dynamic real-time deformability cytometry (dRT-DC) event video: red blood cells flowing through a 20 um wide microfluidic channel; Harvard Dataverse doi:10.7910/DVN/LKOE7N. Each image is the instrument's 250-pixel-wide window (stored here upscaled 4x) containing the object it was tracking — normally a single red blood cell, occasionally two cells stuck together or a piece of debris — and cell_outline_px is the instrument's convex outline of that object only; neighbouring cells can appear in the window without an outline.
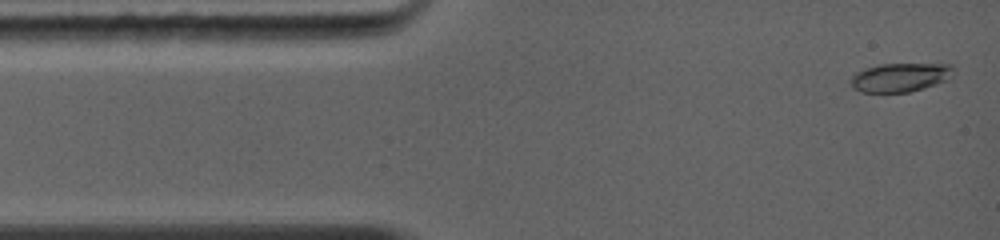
{"species": "common noctule bat (a hibernating species)", "species_latin": "Nyctalus noctula", "temperature_condition": "warm", "stored_images_in_passage": 10, "camera_frame_rate_fps": 5000, "um_per_image_px": 0.085, "animal": {"sex": "female", "body_mass_g": 19.0, "forearm_length_mm": 56.7}, "frame": {"image": 1, "passage_image": 1, "time_ms": 0.0, "image_size_px": [1000, 240], "cell_outline_px": [[956, 68], [944, 80], [908, 92], [860, 92], [848, 80], [856, 72], [864, 68], [880, 64], [952, 64]], "centroid_in_image_um": [76.46, 6.55], "position_along_channel_um": 8.5, "area_um2": 16.88}}
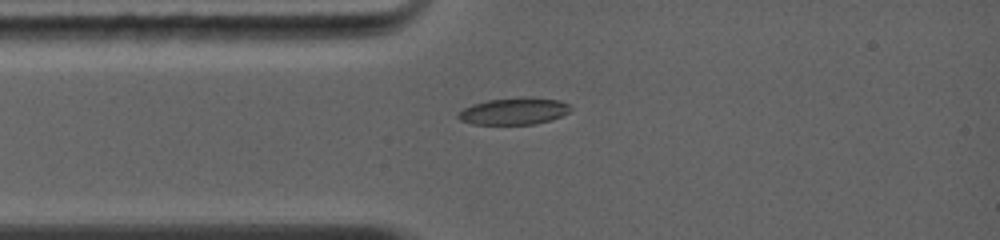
{"frame": {"image": 2, "passage_image": 7, "time_ms": 2.2, "image_size_px": [1000, 240], "cell_outline_px": [[572, 108], [568, 112], [552, 120], [532, 124], [476, 124], [460, 120], [456, 116], [464, 108], [472, 104], [488, 100], [524, 96], [560, 100], [568, 104]], "centroid_in_image_um": [43.7, 9.43], "position_along_channel_um": 41.3, "area_um2": 17.57}}
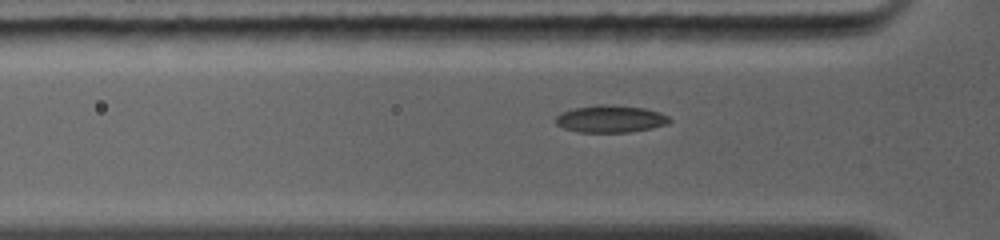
{"frame": {"image": 3, "passage_image": 9, "time_ms": 3.0, "image_size_px": [1000, 240], "cell_outline_px": [[672, 120], [668, 124], [648, 128], [624, 132], [580, 132], [564, 128], [556, 124], [556, 116], [560, 112], [572, 108], [596, 104], [608, 104], [644, 108], [660, 112], [668, 116]], "centroid_in_image_um": [51.86, 10.08], "position_along_channel_um": 73.9, "area_um2": 18.03}}